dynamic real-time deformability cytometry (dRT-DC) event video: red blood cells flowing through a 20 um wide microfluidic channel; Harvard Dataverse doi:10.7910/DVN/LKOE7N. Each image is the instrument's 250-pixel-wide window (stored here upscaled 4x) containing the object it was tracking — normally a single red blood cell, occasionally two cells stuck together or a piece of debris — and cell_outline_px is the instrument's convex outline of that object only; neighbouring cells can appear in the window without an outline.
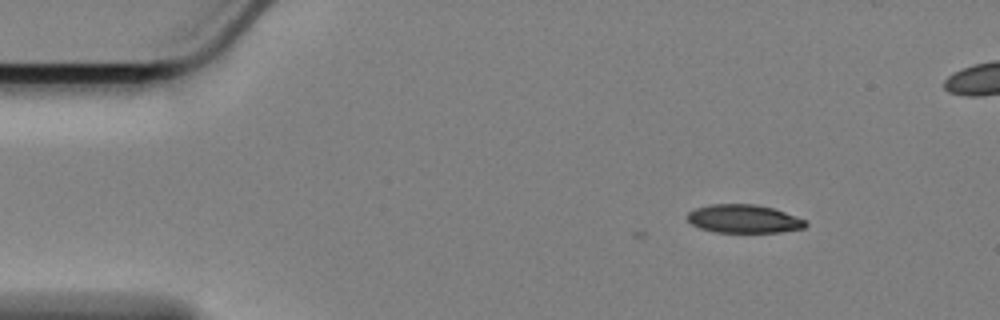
{"species": "Egyptian fruit bat (a non-hibernating species)", "species_latin": "Rousettus aegyptiacus", "temperature_condition": "cold", "stored_images_in_passage": 5, "camera_frame_rate_fps": 3000, "um_per_image_px": 0.085, "animal": {"sex": "female"}, "frame": {"image": 1, "passage_image": 1, "time_ms": 0.0, "image_size_px": [1000, 320], "cell_outline_px": [[808, 224], [804, 228], [780, 232], [716, 232], [700, 228], [692, 224], [684, 216], [692, 208], [712, 204], [756, 204], [772, 208], [784, 212], [804, 220]], "centroid_in_image_um": [63.16, 18.59], "position_along_channel_um": 21.8, "area_um2": 19.54}}